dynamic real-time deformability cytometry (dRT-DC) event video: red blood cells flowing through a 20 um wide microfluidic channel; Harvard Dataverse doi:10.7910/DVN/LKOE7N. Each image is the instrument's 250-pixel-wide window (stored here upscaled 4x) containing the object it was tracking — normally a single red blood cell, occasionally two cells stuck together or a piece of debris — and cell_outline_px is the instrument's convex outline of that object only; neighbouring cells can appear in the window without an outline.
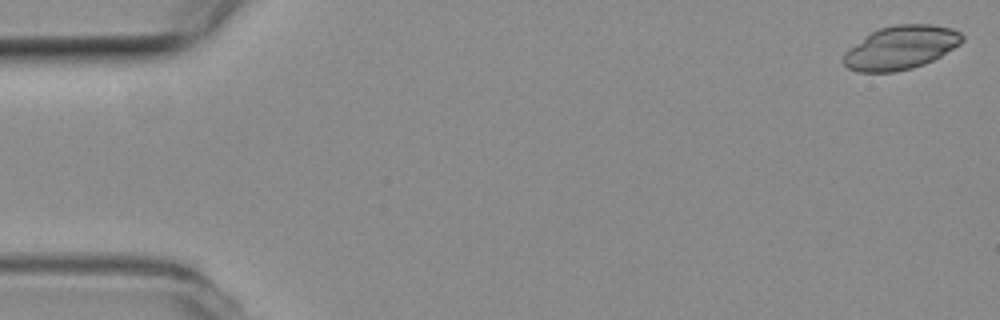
{"species": "common noctule bat (a hibernating species)", "species_latin": "Nyctalus noctula", "temperature_condition": "room temperature", "stored_images_in_passage": 5, "camera_frame_rate_fps": 3000, "um_per_image_px": 0.085, "animal": {"sex": "female", "body_mass_g": 19.3, "forearm_length_mm": 54.1}, "frame": {"image": 1, "passage_image": 1, "time_ms": 0.0, "image_size_px": [1000, 320], "cell_outline_px": [[964, 40], [960, 44], [940, 56], [924, 64], [912, 68], [896, 72], [856, 72], [848, 68], [844, 64], [844, 52], [848, 48], [872, 32], [880, 28], [896, 24], [932, 24], [952, 28], [960, 32], [964, 36]], "centroid_in_image_um": [76.58, 4.04], "position_along_channel_um": 8.4, "area_um2": 30.11}}